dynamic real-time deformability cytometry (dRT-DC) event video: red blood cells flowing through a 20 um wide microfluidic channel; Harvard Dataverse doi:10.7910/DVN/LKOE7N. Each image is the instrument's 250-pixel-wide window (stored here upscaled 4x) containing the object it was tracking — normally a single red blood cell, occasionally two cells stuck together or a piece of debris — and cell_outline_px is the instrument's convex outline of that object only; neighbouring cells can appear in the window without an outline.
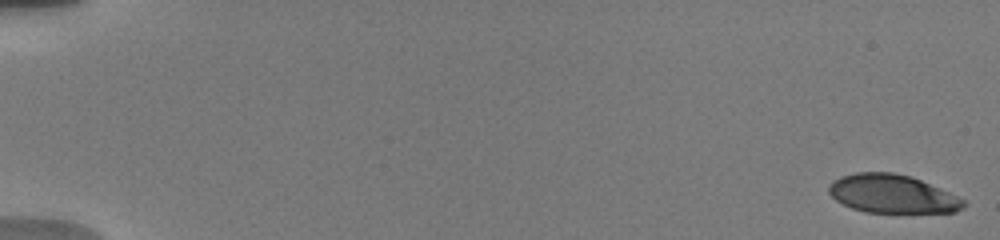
{"species": "human", "species_latin": "Homo sapiens", "temperature_condition": "warm", "stored_images_in_passage": 42, "camera_frame_rate_fps": 3000, "um_per_image_px": 0.085, "donor": {"sex": "male"}, "frame": {"image": 1, "passage_image": 1, "time_ms": 0.0, "image_size_px": [1000, 240], "cell_outline_px": [[968, 204], [964, 208], [956, 212], [864, 212], [852, 208], [836, 200], [828, 192], [828, 188], [832, 180], [840, 176], [856, 172], [892, 172], [912, 176], [940, 188], [964, 200]], "centroid_in_image_um": [75.84, 16.47], "position_along_channel_um": 9.2, "area_um2": 30.23}}
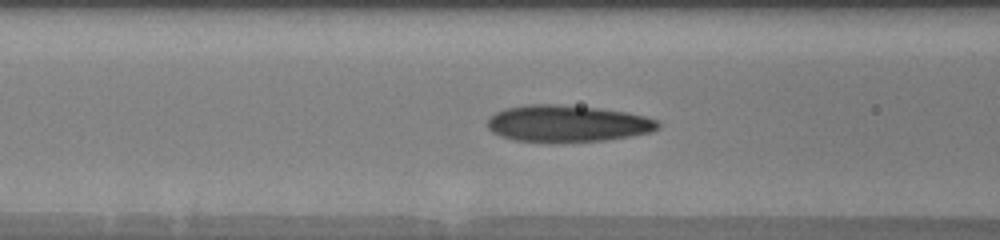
{"frame": {"image": 2, "passage_image": 19, "time_ms": 7.667, "image_size_px": [1000, 240], "cell_outline_px": [[660, 128], [652, 132], [604, 140], [516, 140], [500, 136], [492, 132], [488, 128], [488, 120], [496, 112], [504, 108], [528, 104], [556, 104], [600, 108], [628, 112], [644, 116], [656, 120], [660, 124]], "centroid_in_image_um": [48.25, 10.46], "position_along_channel_um": 118.4, "area_um2": 35.78}}
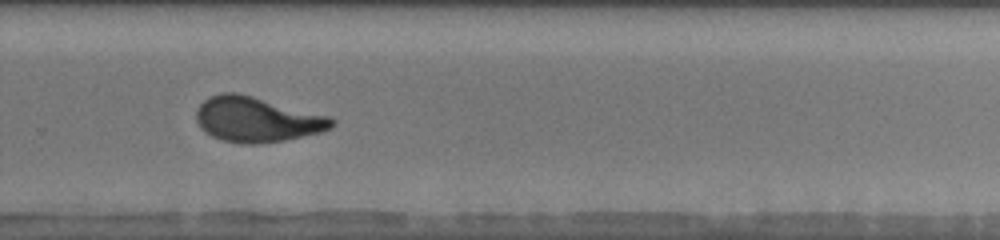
{"frame": {"image": 3, "passage_image": 31, "time_ms": 12.667, "image_size_px": [1000, 240], "cell_outline_px": [[336, 124], [332, 128], [320, 132], [284, 140], [260, 144], [244, 144], [220, 140], [204, 132], [200, 128], [196, 120], [196, 112], [200, 104], [208, 96], [220, 92], [236, 92], [332, 116], [336, 120]], "centroid_in_image_um": [21.84, 10.15], "position_along_channel_um": 308.0, "area_um2": 36.01}, "authors_computed_cell_mechanics": {"area_um2": 34.102, "velocity_mm_per_s": 3.8004, "shape_relaxation_time_tau1_ms": 3.6855, "shape_relaxation_time_tau2_ms": 0.9178, "deformation_change_tau1": 0.1882, "deformation_change_tau2": 0.0815}}